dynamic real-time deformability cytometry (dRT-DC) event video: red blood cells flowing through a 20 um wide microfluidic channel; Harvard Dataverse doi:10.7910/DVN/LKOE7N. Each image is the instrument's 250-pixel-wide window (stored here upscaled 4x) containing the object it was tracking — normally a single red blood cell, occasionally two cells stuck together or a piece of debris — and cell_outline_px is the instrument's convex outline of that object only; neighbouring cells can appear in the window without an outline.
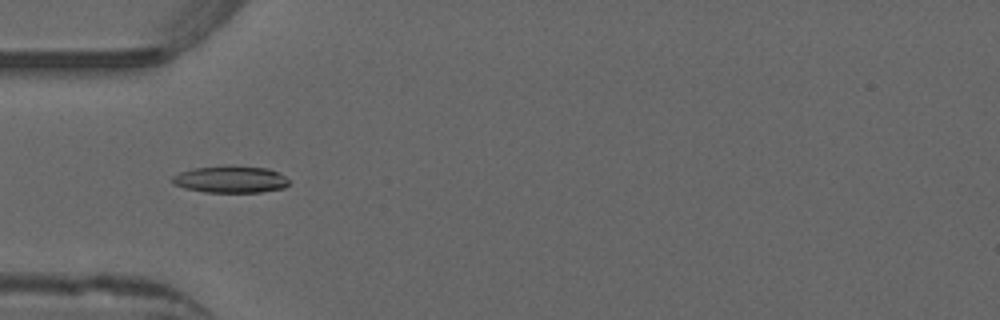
{"species": "common noctule bat (a hibernating species)", "species_latin": "Nyctalus noctula", "temperature_condition": "warm", "stored_images_in_passage": 53, "camera_frame_rate_fps": 3000, "um_per_image_px": 0.085, "animal": {"sex": "male", "forearm_length_mm": 52.5}, "frame": {"image": 1, "passage_image": 17, "time_ms": 5.333, "image_size_px": [1000, 320], "cell_outline_px": [[292, 184], [284, 188], [260, 192], [204, 192], [184, 188], [172, 184], [172, 176], [180, 172], [196, 168], [268, 168], [280, 172], [292, 180]], "centroid_in_image_um": [19.67, 15.29], "position_along_channel_um": 65.3, "area_um2": 17.86}}
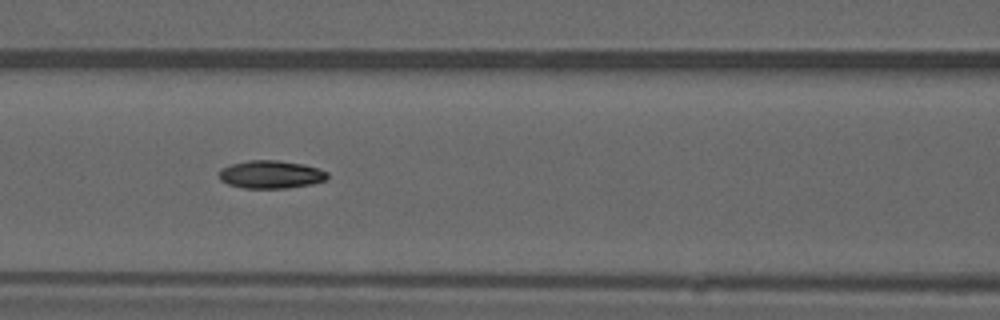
{"frame": {"image": 2, "passage_image": 23, "time_ms": 7.333, "image_size_px": [1000, 320], "cell_outline_px": [[328, 180], [312, 184], [288, 188], [244, 188], [228, 184], [220, 180], [220, 172], [224, 168], [232, 164], [248, 160], [276, 160], [304, 164], [328, 172]], "centroid_in_image_um": [23.07, 14.83], "position_along_channel_um": 143.5, "area_um2": 17.57}}
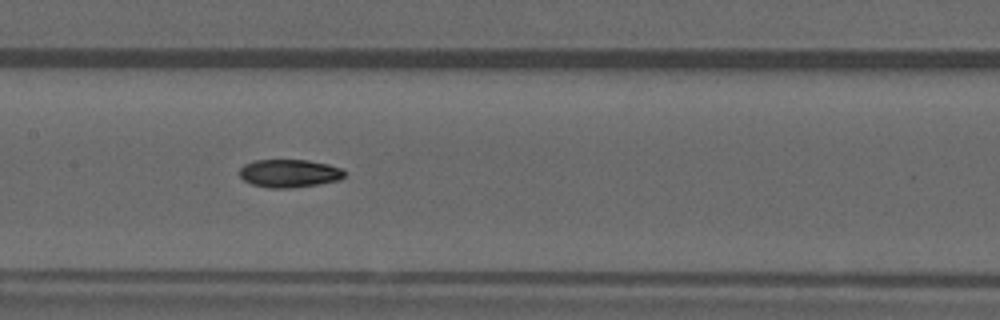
{"frame": {"image": 3, "passage_image": 26, "time_ms": 8.333, "image_size_px": [1000, 320], "cell_outline_px": [[344, 176], [340, 180], [292, 188], [268, 188], [252, 184], [244, 180], [240, 176], [240, 168], [244, 164], [256, 160], [308, 160], [328, 164], [340, 168], [344, 172]], "centroid_in_image_um": [24.57, 14.73], "position_along_channel_um": 182.8, "area_um2": 17.05}}